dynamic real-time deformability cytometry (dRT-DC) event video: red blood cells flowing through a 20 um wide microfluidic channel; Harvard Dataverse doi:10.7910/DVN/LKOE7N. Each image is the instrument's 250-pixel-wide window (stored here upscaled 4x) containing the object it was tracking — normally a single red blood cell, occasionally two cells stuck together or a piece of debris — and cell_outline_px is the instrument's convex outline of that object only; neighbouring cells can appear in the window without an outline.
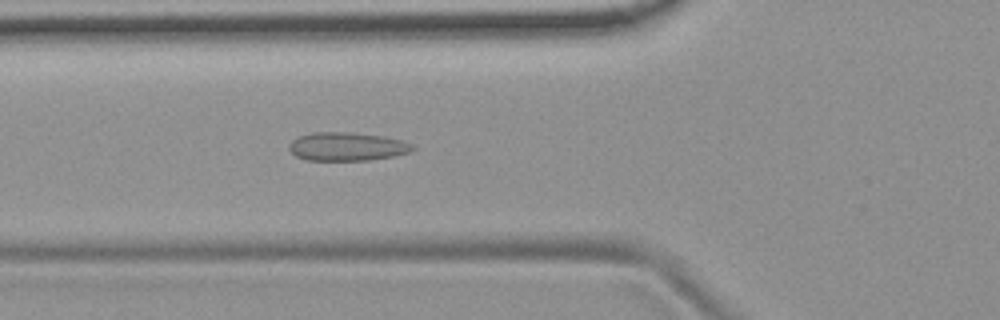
{"species": "common noctule bat (a hibernating species)", "species_latin": "Nyctalus noctula", "temperature_condition": "room temperature", "stored_images_in_passage": 50, "camera_frame_rate_fps": 3000, "um_per_image_px": 0.085, "animal": {"sex": "female", "body_mass_g": 19.9}, "frame": {"image": 1, "passage_image": 16, "time_ms": 5.0, "image_size_px": [1000, 320], "cell_outline_px": [[416, 148], [408, 152], [392, 156], [368, 160], [304, 160], [296, 156], [288, 148], [288, 144], [292, 140], [300, 136], [312, 132], [352, 132], [384, 136], [400, 140], [412, 144]], "centroid_in_image_um": [29.46, 12.45], "position_along_channel_um": 96.3, "area_um2": 20.46}}
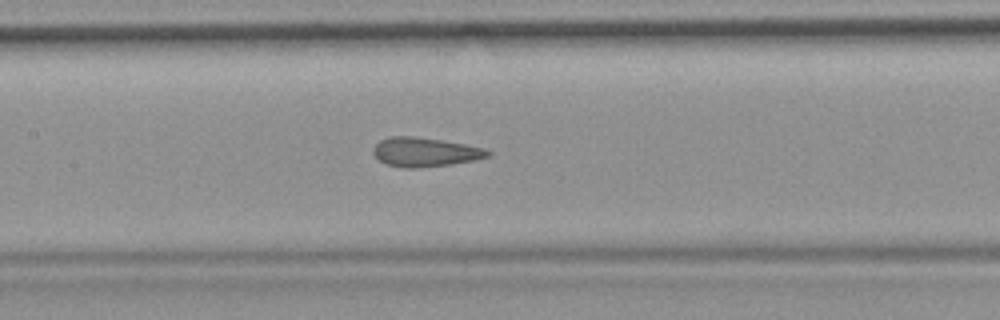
{"frame": {"image": 2, "passage_image": 22, "time_ms": 7.0, "image_size_px": [1000, 320], "cell_outline_px": [[492, 152], [488, 156], [472, 160], [448, 164], [416, 168], [404, 168], [388, 164], [380, 160], [372, 152], [372, 148], [380, 140], [388, 136], [412, 136], [440, 140], [464, 144], [484, 148]], "centroid_in_image_um": [36.08, 12.91], "position_along_channel_um": 171.3, "area_um2": 19.13}}
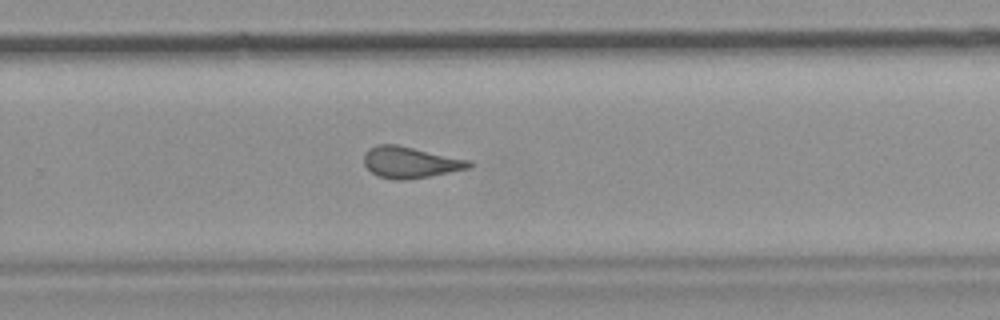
{"frame": {"image": 3, "passage_image": 32, "time_ms": 10.333, "image_size_px": [1000, 320], "cell_outline_px": [[472, 164], [468, 168], [428, 176], [404, 180], [392, 180], [380, 176], [372, 172], [364, 164], [364, 156], [368, 148], [376, 144], [400, 144], [472, 160]], "centroid_in_image_um": [34.87, 13.77], "position_along_channel_um": 294.9, "area_um2": 19.31}, "authors_computed_cell_mechanics": {"area_um2": 19.7676, "velocity_mm_per_s": 3.7342, "shape_relaxation_time_tau1_ms": null, "shape_relaxation_time_tau2_ms": 1.5847, "deformation_change_tau1": null, "deformation_change_tau2": 0.0788}}